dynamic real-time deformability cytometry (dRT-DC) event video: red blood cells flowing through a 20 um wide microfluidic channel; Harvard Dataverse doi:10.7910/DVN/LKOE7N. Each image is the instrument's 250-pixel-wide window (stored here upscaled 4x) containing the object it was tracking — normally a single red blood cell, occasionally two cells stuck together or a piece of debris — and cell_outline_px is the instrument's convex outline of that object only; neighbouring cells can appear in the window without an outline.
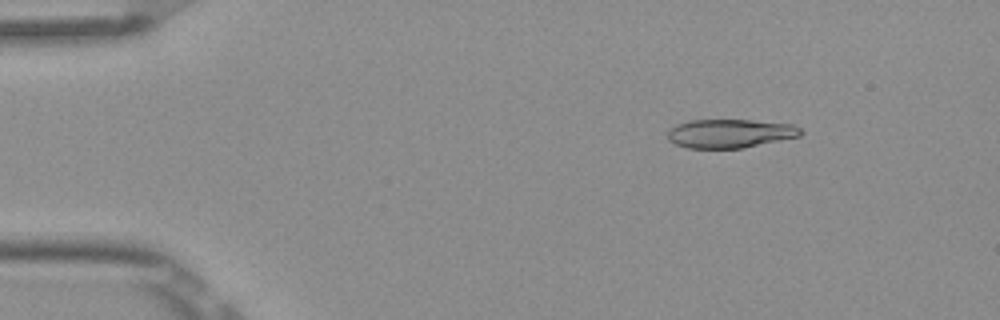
{"species": "Egyptian fruit bat (a non-hibernating species)", "species_latin": "Rousettus aegyptiacus", "temperature_condition": "room temperature", "stored_images_in_passage": 5, "camera_frame_rate_fps": 3000, "um_per_image_px": 0.085, "frame": {"image": 1, "passage_image": 2, "time_ms": 0.333, "image_size_px": [1000, 320], "cell_outline_px": [[804, 132], [800, 136], [744, 148], [688, 148], [676, 144], [668, 140], [668, 128], [676, 124], [688, 120], [752, 120], [792, 124], [800, 128]], "centroid_in_image_um": [62.04, 11.34], "position_along_channel_um": 23.0, "area_um2": 22.43}}